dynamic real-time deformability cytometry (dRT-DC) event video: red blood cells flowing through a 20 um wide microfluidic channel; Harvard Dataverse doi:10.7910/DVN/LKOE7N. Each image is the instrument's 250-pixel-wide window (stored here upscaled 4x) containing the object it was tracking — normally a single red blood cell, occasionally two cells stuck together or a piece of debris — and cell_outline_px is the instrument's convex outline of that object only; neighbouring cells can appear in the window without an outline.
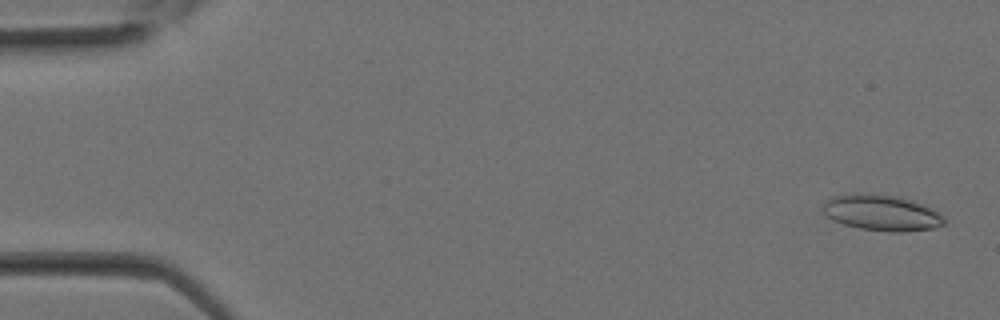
{"species": "Egyptian fruit bat (a non-hibernating species)", "species_latin": "Rousettus aegyptiacus", "temperature_condition": "room temperature", "stored_images_in_passage": 12, "camera_frame_rate_fps": 3000, "um_per_image_px": 0.085, "animal": {"sex": "female"}, "frame": {"image": 1, "passage_image": 1, "time_ms": 0.0, "image_size_px": [1000, 320], "cell_outline_px": [[948, 224], [932, 228], [900, 232], [888, 232], [860, 228], [844, 224], [832, 220], [824, 212], [824, 200], [832, 196], [856, 192], [872, 192], [900, 196], [924, 204], [944, 216]], "centroid_in_image_um": [74.95, 18.05], "position_along_channel_um": 10.0, "area_um2": 25.89}}